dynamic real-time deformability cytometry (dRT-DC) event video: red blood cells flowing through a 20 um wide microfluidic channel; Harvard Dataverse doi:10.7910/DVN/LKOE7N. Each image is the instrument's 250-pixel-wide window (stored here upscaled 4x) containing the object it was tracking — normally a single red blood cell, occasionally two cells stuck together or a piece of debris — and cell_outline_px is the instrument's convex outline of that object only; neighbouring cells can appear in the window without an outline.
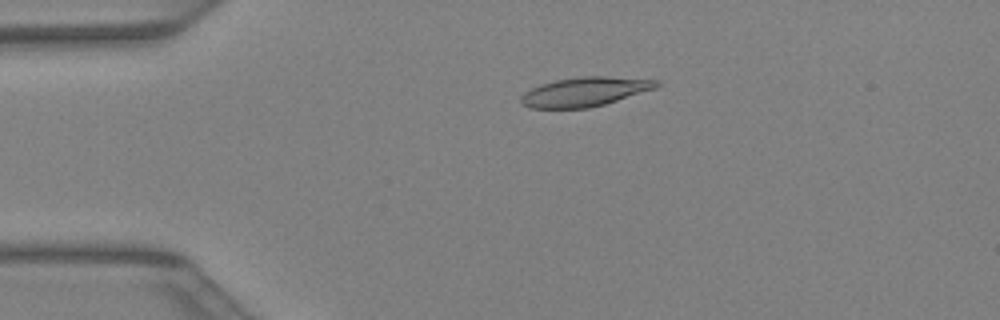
{"species": "Egyptian fruit bat (a non-hibernating species)", "species_latin": "Rousettus aegyptiacus", "temperature_condition": "warm", "stored_images_in_passage": 41, "camera_frame_rate_fps": 3000, "um_per_image_px": 0.085, "animal": {"sex": "female"}, "frame": {"image": 1, "passage_image": 9, "time_ms": 2.667, "image_size_px": [1000, 320], "cell_outline_px": [[660, 84], [656, 88], [604, 104], [588, 108], [528, 108], [520, 100], [520, 96], [524, 92], [540, 84], [556, 80], [580, 76], [608, 76], [660, 80]], "centroid_in_image_um": [49.71, 7.79], "position_along_channel_um": 35.3, "area_um2": 23.06}}
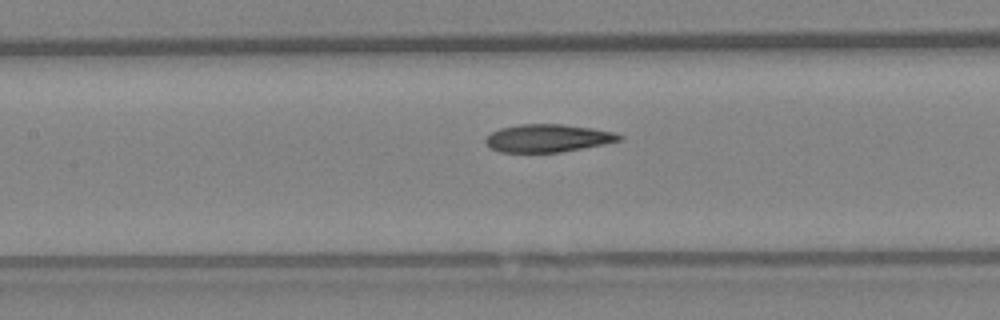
{"frame": {"image": 2, "passage_image": 19, "time_ms": 6.0, "image_size_px": [1000, 320], "cell_outline_px": [[624, 140], [604, 144], [560, 152], [500, 152], [492, 148], [484, 140], [492, 132], [500, 128], [520, 124], [564, 124], [592, 128], [616, 132], [624, 136]], "centroid_in_image_um": [46.63, 11.73], "position_along_channel_um": 160.8, "area_um2": 21.68}}
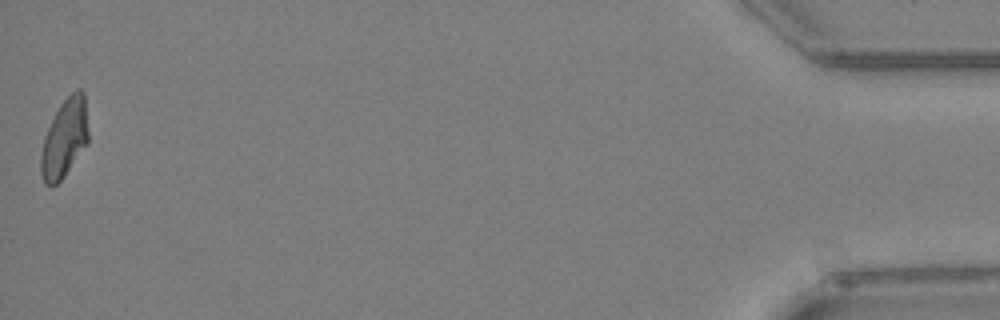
{"frame": {"image": 3, "passage_image": 41, "time_ms": 13.333, "image_size_px": [1000, 320], "cell_outline_px": [[88, 144], [64, 176], [52, 188], [44, 184], [40, 172], [40, 156], [44, 136], [60, 104], [76, 88], [80, 88], [84, 92], [88, 132]], "centroid_in_image_um": [5.48, 11.79], "position_along_channel_um": 429.7, "area_um2": 21.85}}